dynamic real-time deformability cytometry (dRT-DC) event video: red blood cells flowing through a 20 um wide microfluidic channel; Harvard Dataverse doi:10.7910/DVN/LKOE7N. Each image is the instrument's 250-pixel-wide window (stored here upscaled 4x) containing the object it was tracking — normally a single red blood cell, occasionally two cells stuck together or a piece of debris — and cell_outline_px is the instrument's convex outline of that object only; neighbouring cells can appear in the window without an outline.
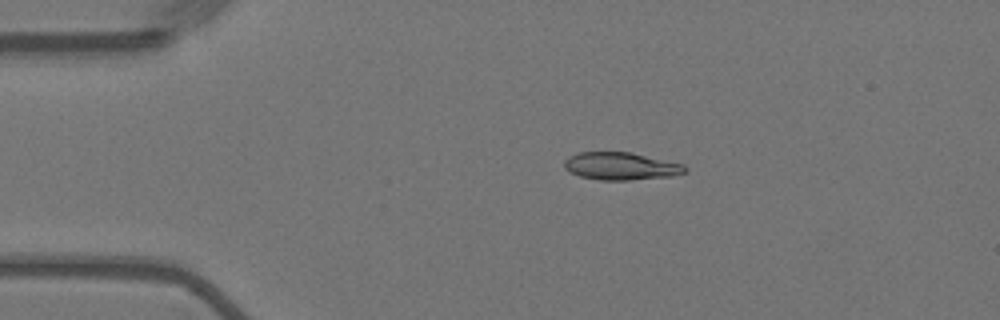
{"species": "Egyptian fruit bat (a non-hibernating species)", "species_latin": "Rousettus aegyptiacus", "temperature_condition": "warm", "stored_images_in_passage": 22, "camera_frame_rate_fps": 3000, "um_per_image_px": 0.085, "animal": {"sex": "female"}, "frame": {"image": 1, "passage_image": 1, "time_ms": 0.0, "image_size_px": [1000, 320], "cell_outline_px": [[688, 172], [672, 176], [628, 180], [600, 180], [580, 176], [568, 172], [564, 168], [564, 160], [568, 156], [580, 152], [632, 152], [684, 164], [688, 168]], "centroid_in_image_um": [52.79, 14.12], "position_along_channel_um": 32.2, "area_um2": 19.65}}
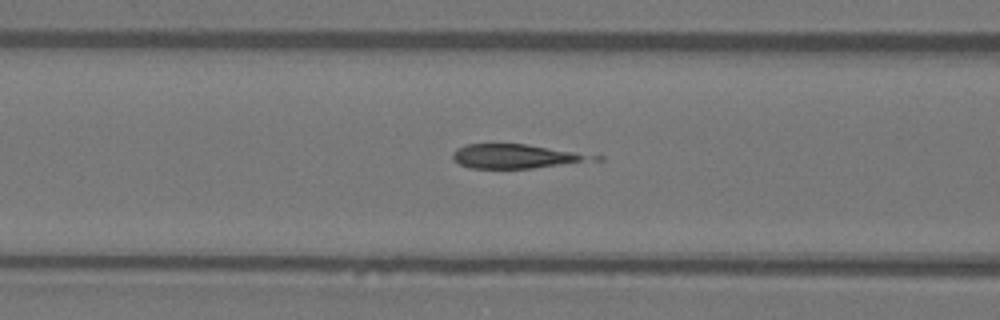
{"frame": {"image": 2, "passage_image": 12, "time_ms": 3.667, "image_size_px": [1000, 320], "cell_outline_px": [[584, 156], [580, 160], [560, 164], [532, 168], [468, 168], [452, 160], [452, 152], [456, 148], [464, 144], [524, 144], [572, 152]], "centroid_in_image_um": [43.4, 13.28], "position_along_channel_um": 123.2, "area_um2": 18.32}}
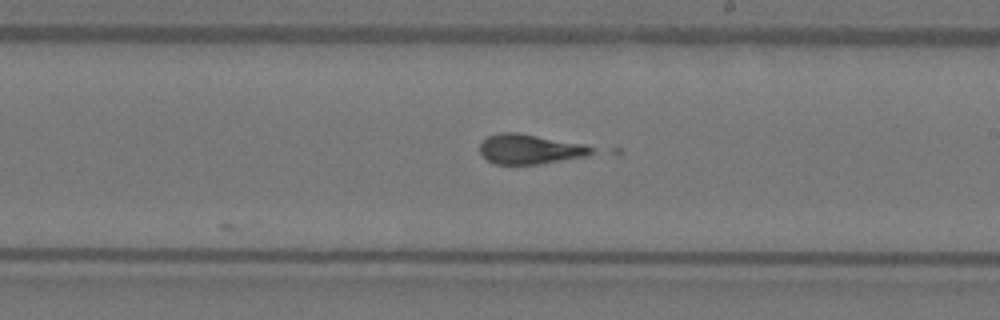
{"frame": {"image": 3, "passage_image": 22, "time_ms": 7.0, "image_size_px": [1000, 320], "cell_outline_px": [[592, 152], [584, 156], [536, 164], [492, 164], [480, 152], [480, 144], [488, 136], [500, 132], [516, 132], [584, 144], [592, 148]], "centroid_in_image_um": [44.97, 12.67], "position_along_channel_um": 244.0, "area_um2": 19.02}}